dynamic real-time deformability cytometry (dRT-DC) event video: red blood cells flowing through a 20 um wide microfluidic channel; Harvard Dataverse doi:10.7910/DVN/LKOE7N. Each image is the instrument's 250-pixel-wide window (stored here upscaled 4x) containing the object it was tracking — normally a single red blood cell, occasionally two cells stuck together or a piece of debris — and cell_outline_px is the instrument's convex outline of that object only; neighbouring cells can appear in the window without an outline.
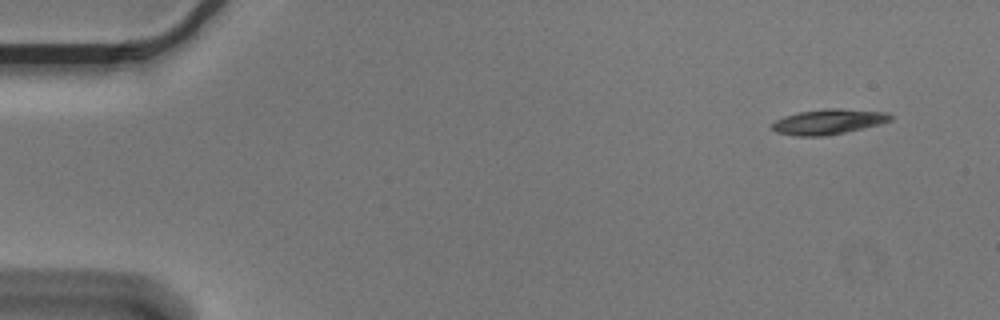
{"species": "Egyptian fruit bat (a non-hibernating species)", "species_latin": "Rousettus aegyptiacus", "temperature_condition": "cold", "stored_images_in_passage": 8, "camera_frame_rate_fps": 3000, "um_per_image_px": 0.085, "animal": {"sex": "male"}, "frame": {"image": 1, "passage_image": 1, "time_ms": 0.0, "image_size_px": [1000, 320], "cell_outline_px": [[892, 120], [880, 124], [844, 132], [824, 136], [796, 136], [776, 132], [772, 128], [772, 124], [776, 120], [784, 116], [800, 112], [828, 108], [840, 108], [888, 112], [892, 116]], "centroid_in_image_um": [70.43, 10.34], "position_along_channel_um": 14.6, "area_um2": 17.28}}
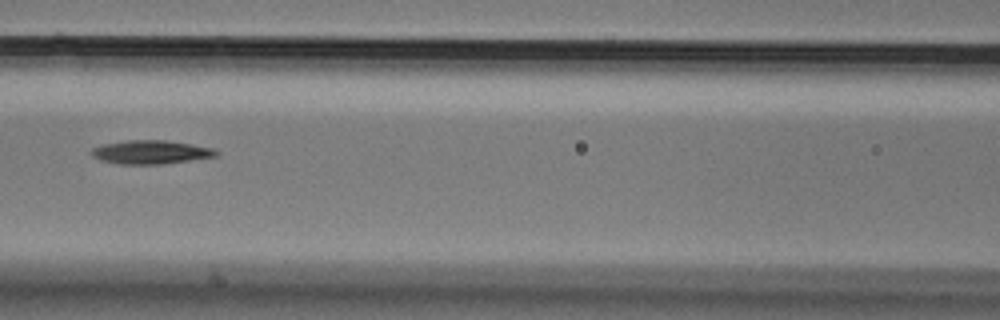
{"frame": {"image": 2, "passage_image": 7, "time_ms": 2.0, "image_size_px": [1000, 320], "cell_outline_px": [[220, 156], [164, 164], [120, 164], [100, 160], [92, 156], [92, 148], [104, 144], [128, 140], [164, 140], [192, 144], [216, 148], [220, 152]], "centroid_in_image_um": [12.9, 12.93], "position_along_channel_um": 153.7, "area_um2": 17.34}}
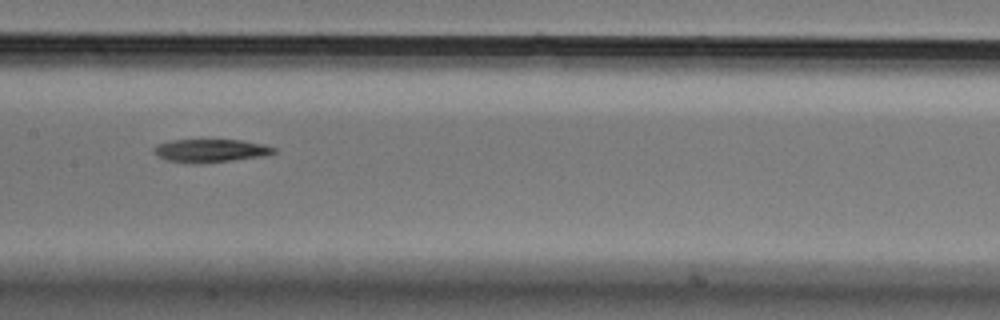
{"frame": {"image": 3, "passage_image": 8, "time_ms": 2.333, "image_size_px": [1000, 320], "cell_outline_px": [[276, 152], [268, 156], [200, 164], [192, 164], [168, 160], [156, 156], [152, 148], [156, 144], [172, 140], [240, 140], [264, 144], [276, 148]], "centroid_in_image_um": [17.91, 12.82], "position_along_channel_um": 189.5, "area_um2": 16.47}}